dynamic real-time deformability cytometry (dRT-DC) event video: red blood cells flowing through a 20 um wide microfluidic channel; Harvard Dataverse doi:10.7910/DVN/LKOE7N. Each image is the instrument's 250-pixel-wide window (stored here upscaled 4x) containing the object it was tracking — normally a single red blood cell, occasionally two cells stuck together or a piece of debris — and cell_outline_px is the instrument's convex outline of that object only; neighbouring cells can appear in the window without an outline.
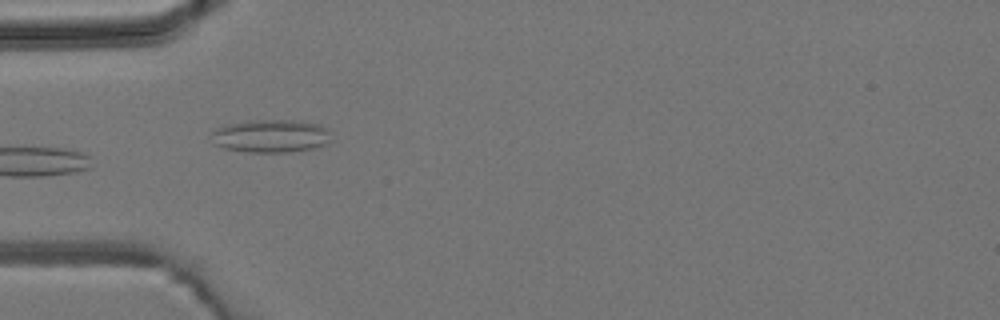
{"species": "common noctule bat (a hibernating species)", "species_latin": "Nyctalus noctula", "temperature_condition": "room temperature", "stored_images_in_passage": 8, "camera_frame_rate_fps": 3000, "um_per_image_px": 0.085, "animal": {"sex": "male", "body_mass_g": 19.2, "forearm_length_mm": 51.8}, "frame": {"image": 1, "passage_image": 5, "time_ms": 4.667, "image_size_px": [1000, 320], "cell_outline_px": [[332, 140], [328, 144], [312, 148], [288, 152], [248, 152], [224, 148], [212, 144], [208, 132], [216, 128], [228, 124], [248, 120], [292, 120], [320, 124], [328, 128]], "centroid_in_image_um": [22.99, 11.56], "position_along_channel_um": 62.0, "area_um2": 23.52}}
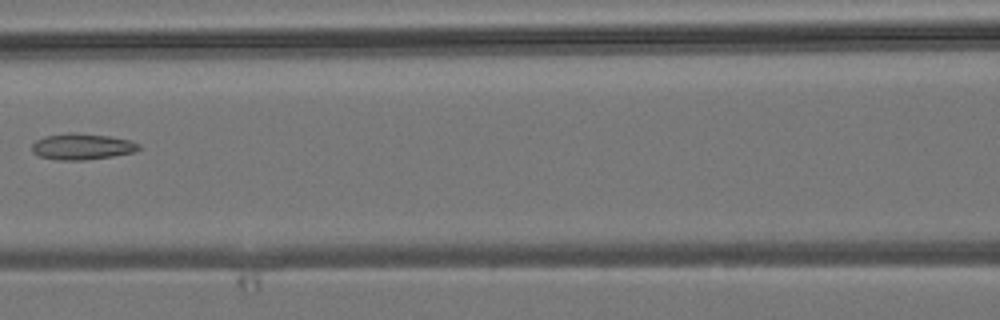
{"frame": {"image": 2, "passage_image": 7, "time_ms": 7.0, "image_size_px": [1000, 320], "cell_outline_px": [[140, 148], [132, 152], [112, 156], [84, 160], [56, 160], [40, 156], [32, 152], [32, 144], [36, 140], [44, 136], [68, 132], [76, 132], [108, 136], [128, 140], [140, 144]], "centroid_in_image_um": [6.92, 12.45], "position_along_channel_um": 159.7, "area_um2": 16.24}}
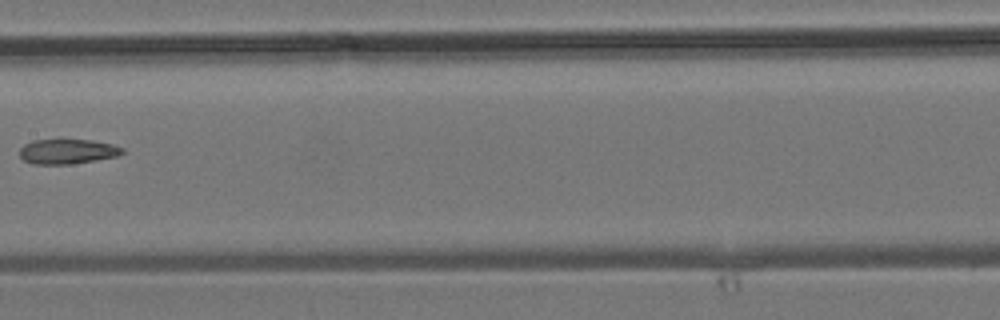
{"frame": {"image": 3, "passage_image": 8, "time_ms": 8.0, "image_size_px": [1000, 320], "cell_outline_px": [[124, 152], [116, 156], [72, 164], [32, 164], [24, 160], [20, 156], [20, 148], [24, 144], [32, 140], [92, 140], [112, 144], [124, 148]], "centroid_in_image_um": [5.71, 12.87], "position_along_channel_um": 201.7, "area_um2": 14.8}}